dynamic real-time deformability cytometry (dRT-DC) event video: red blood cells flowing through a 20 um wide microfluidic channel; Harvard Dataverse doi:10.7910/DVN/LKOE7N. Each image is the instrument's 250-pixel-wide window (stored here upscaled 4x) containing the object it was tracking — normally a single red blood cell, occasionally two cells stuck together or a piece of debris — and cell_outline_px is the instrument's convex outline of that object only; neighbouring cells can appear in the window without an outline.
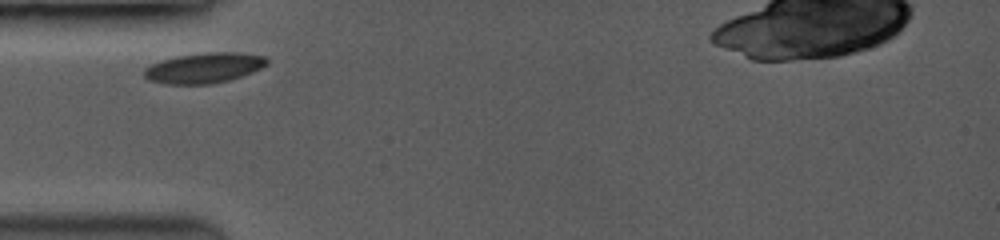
{"species": "common noctule bat (a hibernating species)", "species_latin": "Nyctalus noctula", "temperature_condition": "room temperature", "stored_images_in_passage": 17, "camera_frame_rate_fps": 3500, "um_per_image_px": 0.085, "animal": {"sex": "female", "body_mass_g": 19.0, "forearm_length_mm": 53.3}, "frame": {"image": 1, "passage_image": 1, "time_ms": 0.0, "image_size_px": [1000, 240], "cell_outline_px": [[268, 64], [252, 72], [228, 80], [208, 84], [168, 84], [148, 80], [144, 76], [144, 68], [160, 60], [176, 56], [208, 52], [240, 52], [268, 56]], "centroid_in_image_um": [17.36, 5.76], "position_along_channel_um": 67.6, "area_um2": 21.73}}
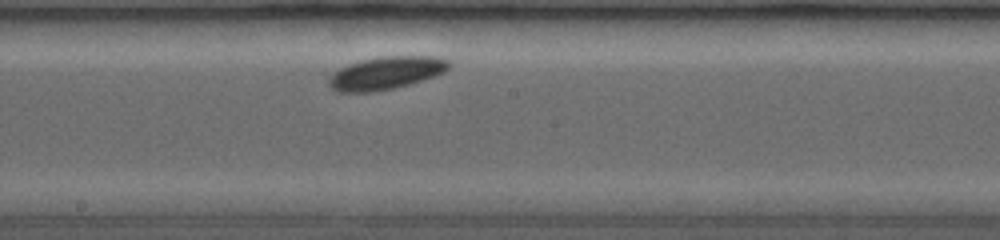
{"frame": {"image": 2, "passage_image": 8, "time_ms": 4.0, "image_size_px": [1000, 240], "cell_outline_px": [[452, 68], [444, 72], [408, 84], [392, 88], [368, 92], [340, 92], [332, 88], [328, 84], [328, 80], [340, 68], [348, 64], [360, 60], [384, 56], [440, 56], [452, 60]], "centroid_in_image_um": [32.89, 6.18], "position_along_channel_um": 215.3, "area_um2": 22.83}}
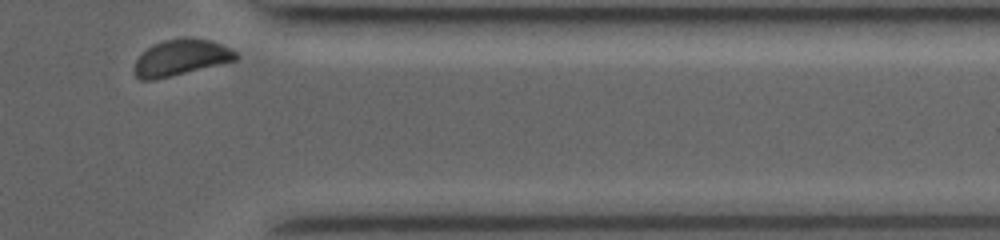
{"frame": {"image": 3, "passage_image": 17, "time_ms": 8.857, "image_size_px": [1000, 240], "cell_outline_px": [[236, 60], [156, 80], [140, 80], [136, 76], [136, 60], [148, 48], [164, 40], [208, 40], [220, 44], [236, 52]], "centroid_in_image_um": [15.36, 4.94], "position_along_channel_um": 396.0, "area_um2": 20.29}}